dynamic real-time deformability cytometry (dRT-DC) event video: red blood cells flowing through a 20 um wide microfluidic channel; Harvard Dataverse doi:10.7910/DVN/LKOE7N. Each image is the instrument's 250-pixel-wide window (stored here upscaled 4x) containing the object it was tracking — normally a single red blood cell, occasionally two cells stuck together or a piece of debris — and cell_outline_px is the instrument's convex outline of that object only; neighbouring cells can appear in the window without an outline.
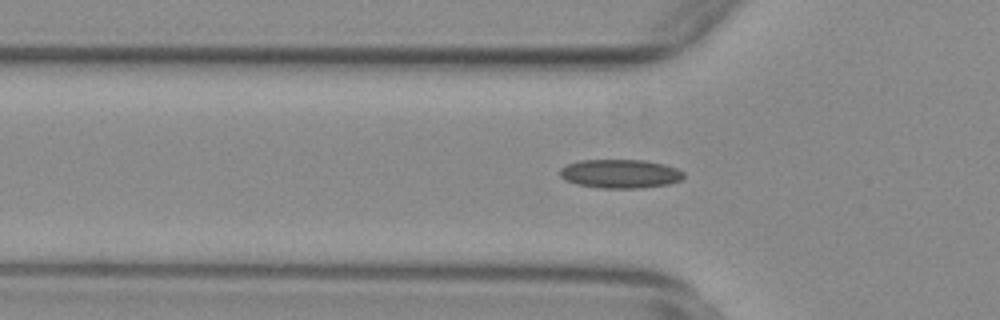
{"species": "common noctule bat (a hibernating species)", "species_latin": "Nyctalus noctula", "temperature_condition": "warm", "stored_images_in_passage": 6, "camera_frame_rate_fps": 3000, "um_per_image_px": 0.085, "animal": {"sex": "female", "body_mass_g": 29.2, "forearm_length_mm": 56.3}, "frame": {"image": 1, "passage_image": 4, "time_ms": 1.0, "image_size_px": [1000, 320], "cell_outline_px": [[684, 176], [680, 180], [668, 184], [640, 188], [600, 188], [576, 184], [564, 180], [560, 176], [560, 168], [568, 164], [580, 160], [644, 160], [664, 164], [676, 168], [684, 172]], "centroid_in_image_um": [52.7, 14.77], "position_along_channel_um": 73.1, "area_um2": 20.81}}